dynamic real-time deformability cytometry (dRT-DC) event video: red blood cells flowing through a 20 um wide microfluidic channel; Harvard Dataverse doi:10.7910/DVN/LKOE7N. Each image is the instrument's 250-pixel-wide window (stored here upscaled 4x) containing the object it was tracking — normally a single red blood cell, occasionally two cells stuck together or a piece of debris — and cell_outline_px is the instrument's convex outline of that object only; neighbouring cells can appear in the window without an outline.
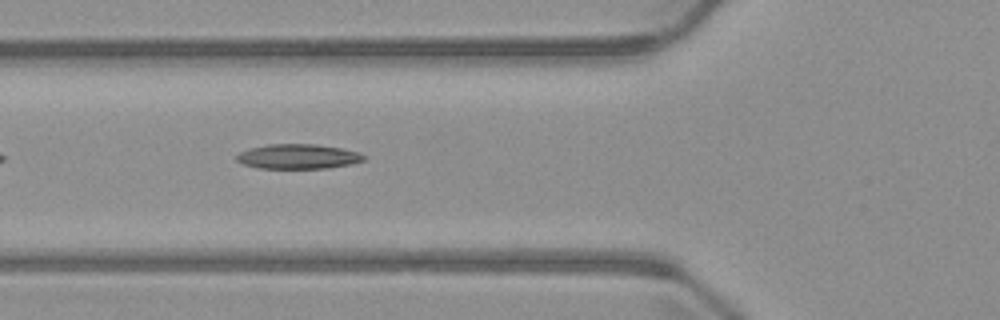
{"species": "common noctule bat (a hibernating species)", "species_latin": "Nyctalus noctula", "temperature_condition": "warm", "stored_images_in_passage": 5, "camera_frame_rate_fps": 3000, "um_per_image_px": 0.085, "animal": {"sex": "male", "body_mass_g": 23.1, "forearm_length_mm": 52.7}, "frame": {"image": 1, "passage_image": 5, "time_ms": 4.667, "image_size_px": [1000, 320], "cell_outline_px": [[368, 156], [364, 160], [352, 164], [328, 168], [256, 168], [244, 164], [236, 160], [236, 156], [240, 152], [252, 148], [268, 144], [316, 144], [344, 148], [360, 152]], "centroid_in_image_um": [25.4, 13.3], "position_along_channel_um": 100.4, "area_um2": 18.5}}